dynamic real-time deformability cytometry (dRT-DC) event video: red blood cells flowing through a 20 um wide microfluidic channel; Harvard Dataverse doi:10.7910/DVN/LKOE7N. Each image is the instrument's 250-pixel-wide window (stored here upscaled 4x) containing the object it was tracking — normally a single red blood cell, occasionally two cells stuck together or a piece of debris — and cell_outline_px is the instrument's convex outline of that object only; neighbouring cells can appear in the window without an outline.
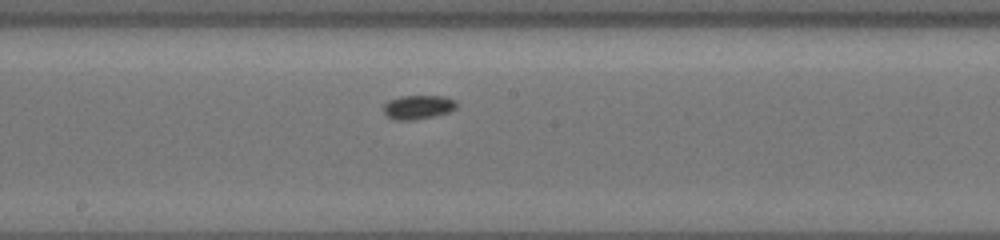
{"species": "common noctule bat (a hibernating species)", "species_latin": "Nyctalus noctula", "temperature_condition": "cold", "stored_images_in_passage": 29, "camera_frame_rate_fps": 3000, "um_per_image_px": 0.085, "animal": {"sex": "female", "body_mass_g": 19.5, "forearm_length_mm": 54.1}, "frame": {"image": 1, "passage_image": 12, "time_ms": 3.667, "image_size_px": [1000, 240], "cell_outline_px": [[456, 108], [448, 112], [432, 116], [408, 120], [396, 120], [388, 116], [384, 112], [384, 104], [388, 100], [400, 96], [444, 96], [456, 100]], "centroid_in_image_um": [35.53, 9.08], "position_along_channel_um": 212.7, "area_um2": 10.06}}